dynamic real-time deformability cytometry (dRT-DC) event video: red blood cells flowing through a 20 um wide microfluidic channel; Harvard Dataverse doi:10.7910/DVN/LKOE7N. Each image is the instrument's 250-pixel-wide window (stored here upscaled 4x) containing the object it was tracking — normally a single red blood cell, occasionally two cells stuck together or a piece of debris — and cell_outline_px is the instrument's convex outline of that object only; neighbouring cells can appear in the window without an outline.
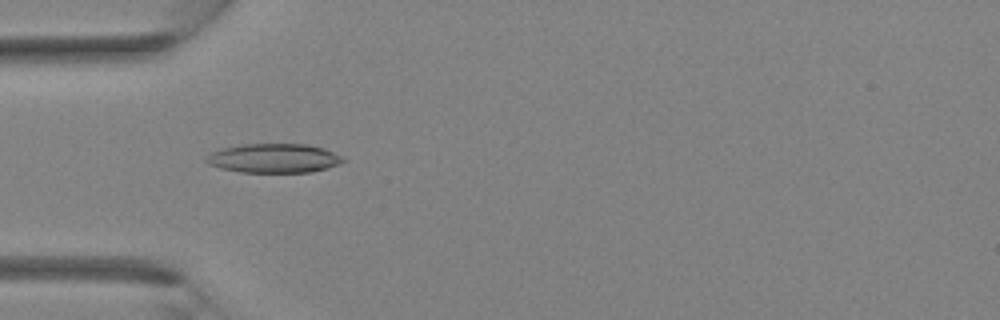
{"species": "Egyptian fruit bat (a non-hibernating species)", "species_latin": "Rousettus aegyptiacus", "temperature_condition": "room temperature", "stored_images_in_passage": 37, "camera_frame_rate_fps": 3000, "um_per_image_px": 0.085, "animal": {"sex": "female"}, "frame": {"image": 1, "passage_image": 12, "time_ms": 3.667, "image_size_px": [1000, 320], "cell_outline_px": [[344, 160], [340, 164], [328, 168], [312, 172], [240, 172], [220, 168], [208, 164], [204, 160], [212, 152], [220, 148], [244, 144], [308, 144], [324, 148], [344, 156]], "centroid_in_image_um": [23.3, 13.45], "position_along_channel_um": 61.7, "area_um2": 23.41}}
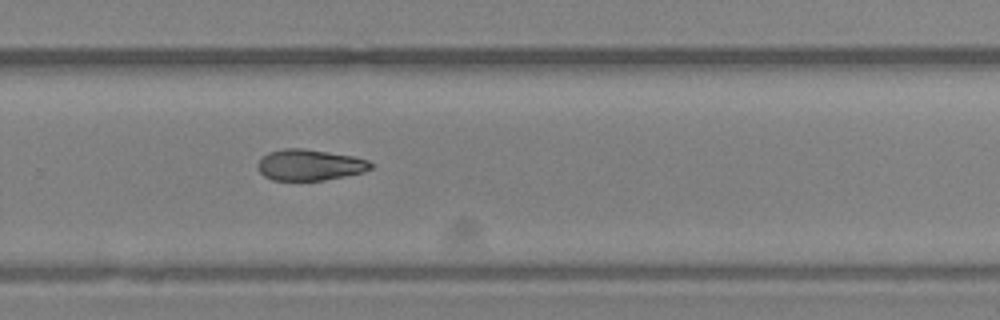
{"frame": {"image": 2, "passage_image": 25, "time_ms": 8.0, "image_size_px": [1000, 320], "cell_outline_px": [[372, 168], [364, 172], [324, 180], [272, 180], [264, 176], [260, 172], [256, 164], [268, 152], [284, 148], [304, 148], [352, 156], [368, 160], [372, 164]], "centroid_in_image_um": [26.31, 14.02], "position_along_channel_um": 303.5, "area_um2": 20.4}}
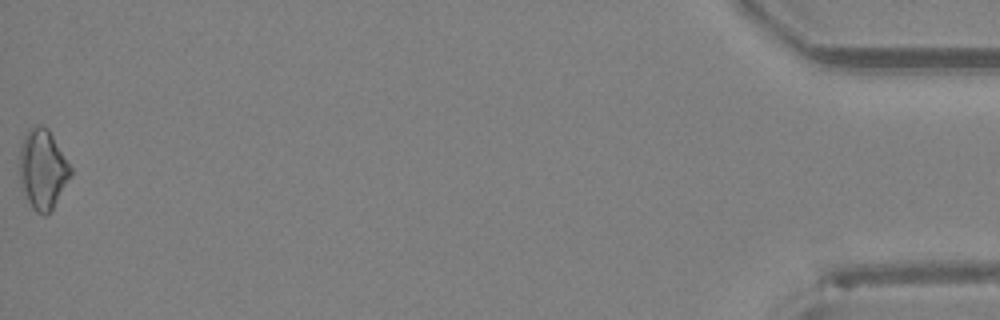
{"frame": {"image": 3, "passage_image": 37, "time_ms": 12.0, "image_size_px": [1000, 320], "cell_outline_px": [[72, 176], [52, 208], [44, 216], [36, 212], [32, 208], [20, 184], [20, 148], [24, 136], [28, 128], [40, 124], [48, 128], [72, 168]], "centroid_in_image_um": [3.63, 14.37], "position_along_channel_um": 431.6, "area_um2": 23.64}}